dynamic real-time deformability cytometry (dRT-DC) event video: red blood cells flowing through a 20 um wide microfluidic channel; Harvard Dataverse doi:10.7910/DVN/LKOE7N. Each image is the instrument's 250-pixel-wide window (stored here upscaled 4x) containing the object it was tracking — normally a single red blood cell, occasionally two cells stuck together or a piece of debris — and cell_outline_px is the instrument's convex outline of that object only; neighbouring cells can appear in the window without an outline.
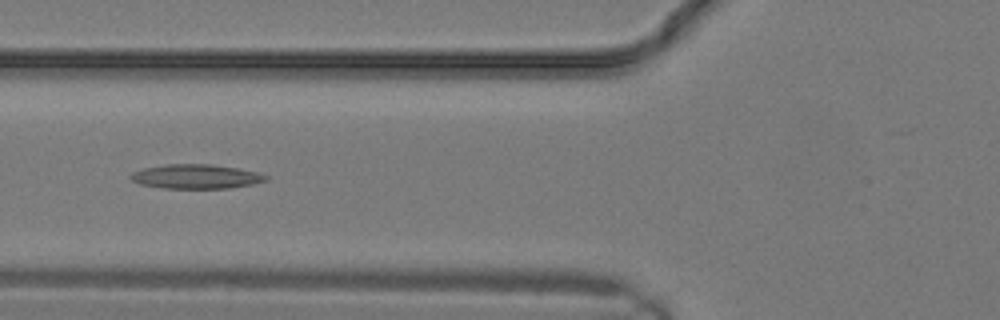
{"species": "common noctule bat (a hibernating species)", "species_latin": "Nyctalus noctula", "temperature_condition": "warm", "stored_images_in_passage": 5, "camera_frame_rate_fps": 3000, "um_per_image_px": 0.085, "animal": {"sex": "male", "body_mass_g": 19.2, "forearm_length_mm": 51.8}, "frame": {"image": 1, "passage_image": 4, "time_ms": 1.0, "image_size_px": [1000, 320], "cell_outline_px": [[268, 180], [252, 184], [228, 188], [164, 188], [140, 184], [132, 180], [128, 176], [132, 172], [144, 168], [168, 164], [208, 164], [240, 168], [256, 172], [268, 176]], "centroid_in_image_um": [16.65, 15.0], "position_along_channel_um": 109.1, "area_um2": 19.07}}